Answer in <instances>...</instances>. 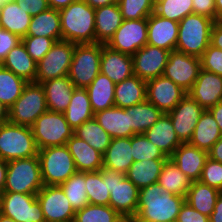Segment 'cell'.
Instances as JSON below:
<instances>
[{
	"label": "cell",
	"instance_id": "6da1fadb",
	"mask_svg": "<svg viewBox=\"0 0 222 222\" xmlns=\"http://www.w3.org/2000/svg\"><path fill=\"white\" fill-rule=\"evenodd\" d=\"M185 197L170 194L158 182L139 189L138 207L132 221L176 222Z\"/></svg>",
	"mask_w": 222,
	"mask_h": 222
},
{
	"label": "cell",
	"instance_id": "7a4b0ae2",
	"mask_svg": "<svg viewBox=\"0 0 222 222\" xmlns=\"http://www.w3.org/2000/svg\"><path fill=\"white\" fill-rule=\"evenodd\" d=\"M62 40L75 44L95 43V8L77 0L59 10Z\"/></svg>",
	"mask_w": 222,
	"mask_h": 222
},
{
	"label": "cell",
	"instance_id": "3957f363",
	"mask_svg": "<svg viewBox=\"0 0 222 222\" xmlns=\"http://www.w3.org/2000/svg\"><path fill=\"white\" fill-rule=\"evenodd\" d=\"M213 23V19L204 15H187L179 22L175 50L200 58L210 44Z\"/></svg>",
	"mask_w": 222,
	"mask_h": 222
},
{
	"label": "cell",
	"instance_id": "277c9868",
	"mask_svg": "<svg viewBox=\"0 0 222 222\" xmlns=\"http://www.w3.org/2000/svg\"><path fill=\"white\" fill-rule=\"evenodd\" d=\"M44 186L38 155L7 162L3 192L37 194Z\"/></svg>",
	"mask_w": 222,
	"mask_h": 222
},
{
	"label": "cell",
	"instance_id": "5b68a950",
	"mask_svg": "<svg viewBox=\"0 0 222 222\" xmlns=\"http://www.w3.org/2000/svg\"><path fill=\"white\" fill-rule=\"evenodd\" d=\"M38 155L31 127L6 122L0 125V159L11 161Z\"/></svg>",
	"mask_w": 222,
	"mask_h": 222
},
{
	"label": "cell",
	"instance_id": "8992f818",
	"mask_svg": "<svg viewBox=\"0 0 222 222\" xmlns=\"http://www.w3.org/2000/svg\"><path fill=\"white\" fill-rule=\"evenodd\" d=\"M46 96L40 83L28 82L21 96L8 109V121L31 127L36 119L47 111Z\"/></svg>",
	"mask_w": 222,
	"mask_h": 222
},
{
	"label": "cell",
	"instance_id": "52a82bcc",
	"mask_svg": "<svg viewBox=\"0 0 222 222\" xmlns=\"http://www.w3.org/2000/svg\"><path fill=\"white\" fill-rule=\"evenodd\" d=\"M44 185H60L77 172L67 145L38 150Z\"/></svg>",
	"mask_w": 222,
	"mask_h": 222
},
{
	"label": "cell",
	"instance_id": "ba28073f",
	"mask_svg": "<svg viewBox=\"0 0 222 222\" xmlns=\"http://www.w3.org/2000/svg\"><path fill=\"white\" fill-rule=\"evenodd\" d=\"M31 130L38 150L66 145L74 134L63 113L49 110L36 119Z\"/></svg>",
	"mask_w": 222,
	"mask_h": 222
},
{
	"label": "cell",
	"instance_id": "9c48e42d",
	"mask_svg": "<svg viewBox=\"0 0 222 222\" xmlns=\"http://www.w3.org/2000/svg\"><path fill=\"white\" fill-rule=\"evenodd\" d=\"M101 43L76 44L68 77L75 88H86L100 73Z\"/></svg>",
	"mask_w": 222,
	"mask_h": 222
},
{
	"label": "cell",
	"instance_id": "30bf717a",
	"mask_svg": "<svg viewBox=\"0 0 222 222\" xmlns=\"http://www.w3.org/2000/svg\"><path fill=\"white\" fill-rule=\"evenodd\" d=\"M107 187L110 190L109 206L125 220L135 217L138 207L139 189L117 170L107 168Z\"/></svg>",
	"mask_w": 222,
	"mask_h": 222
},
{
	"label": "cell",
	"instance_id": "8fae6325",
	"mask_svg": "<svg viewBox=\"0 0 222 222\" xmlns=\"http://www.w3.org/2000/svg\"><path fill=\"white\" fill-rule=\"evenodd\" d=\"M75 46V43L64 40L55 42L37 63L35 83L68 76Z\"/></svg>",
	"mask_w": 222,
	"mask_h": 222
},
{
	"label": "cell",
	"instance_id": "7c38bea8",
	"mask_svg": "<svg viewBox=\"0 0 222 222\" xmlns=\"http://www.w3.org/2000/svg\"><path fill=\"white\" fill-rule=\"evenodd\" d=\"M0 213L16 222H45L42 207L36 194L1 193Z\"/></svg>",
	"mask_w": 222,
	"mask_h": 222
},
{
	"label": "cell",
	"instance_id": "4fadbf2b",
	"mask_svg": "<svg viewBox=\"0 0 222 222\" xmlns=\"http://www.w3.org/2000/svg\"><path fill=\"white\" fill-rule=\"evenodd\" d=\"M201 70L199 57L172 50L165 66L163 76L171 79L187 93L193 87Z\"/></svg>",
	"mask_w": 222,
	"mask_h": 222
},
{
	"label": "cell",
	"instance_id": "5bb4252c",
	"mask_svg": "<svg viewBox=\"0 0 222 222\" xmlns=\"http://www.w3.org/2000/svg\"><path fill=\"white\" fill-rule=\"evenodd\" d=\"M36 197L45 222H74L76 212L60 185H44Z\"/></svg>",
	"mask_w": 222,
	"mask_h": 222
},
{
	"label": "cell",
	"instance_id": "9a60e30c",
	"mask_svg": "<svg viewBox=\"0 0 222 222\" xmlns=\"http://www.w3.org/2000/svg\"><path fill=\"white\" fill-rule=\"evenodd\" d=\"M147 44V18L124 20L106 44L128 55L135 54Z\"/></svg>",
	"mask_w": 222,
	"mask_h": 222
},
{
	"label": "cell",
	"instance_id": "2e32d148",
	"mask_svg": "<svg viewBox=\"0 0 222 222\" xmlns=\"http://www.w3.org/2000/svg\"><path fill=\"white\" fill-rule=\"evenodd\" d=\"M186 94V91L164 76L146 81V100L163 113L173 110Z\"/></svg>",
	"mask_w": 222,
	"mask_h": 222
},
{
	"label": "cell",
	"instance_id": "e0dca14e",
	"mask_svg": "<svg viewBox=\"0 0 222 222\" xmlns=\"http://www.w3.org/2000/svg\"><path fill=\"white\" fill-rule=\"evenodd\" d=\"M170 52L146 44L132 55L134 75L145 81L163 76Z\"/></svg>",
	"mask_w": 222,
	"mask_h": 222
},
{
	"label": "cell",
	"instance_id": "ac0fdd59",
	"mask_svg": "<svg viewBox=\"0 0 222 222\" xmlns=\"http://www.w3.org/2000/svg\"><path fill=\"white\" fill-rule=\"evenodd\" d=\"M204 110L187 93L176 107L168 112L174 130L182 143H188L191 140L196 124Z\"/></svg>",
	"mask_w": 222,
	"mask_h": 222
},
{
	"label": "cell",
	"instance_id": "d6986e66",
	"mask_svg": "<svg viewBox=\"0 0 222 222\" xmlns=\"http://www.w3.org/2000/svg\"><path fill=\"white\" fill-rule=\"evenodd\" d=\"M179 22L163 18L153 12L147 18V44L172 51L176 49Z\"/></svg>",
	"mask_w": 222,
	"mask_h": 222
},
{
	"label": "cell",
	"instance_id": "ffe728a7",
	"mask_svg": "<svg viewBox=\"0 0 222 222\" xmlns=\"http://www.w3.org/2000/svg\"><path fill=\"white\" fill-rule=\"evenodd\" d=\"M188 94L205 110L222 101V76L201 69Z\"/></svg>",
	"mask_w": 222,
	"mask_h": 222
},
{
	"label": "cell",
	"instance_id": "44dd1931",
	"mask_svg": "<svg viewBox=\"0 0 222 222\" xmlns=\"http://www.w3.org/2000/svg\"><path fill=\"white\" fill-rule=\"evenodd\" d=\"M100 72L118 84L134 75L132 56L101 44Z\"/></svg>",
	"mask_w": 222,
	"mask_h": 222
},
{
	"label": "cell",
	"instance_id": "7402d4cb",
	"mask_svg": "<svg viewBox=\"0 0 222 222\" xmlns=\"http://www.w3.org/2000/svg\"><path fill=\"white\" fill-rule=\"evenodd\" d=\"M208 152L189 143H182L169 157L173 163L192 181L200 179Z\"/></svg>",
	"mask_w": 222,
	"mask_h": 222
},
{
	"label": "cell",
	"instance_id": "603a6c76",
	"mask_svg": "<svg viewBox=\"0 0 222 222\" xmlns=\"http://www.w3.org/2000/svg\"><path fill=\"white\" fill-rule=\"evenodd\" d=\"M95 120L111 138L131 137L136 133L130 127V114L117 106L94 113Z\"/></svg>",
	"mask_w": 222,
	"mask_h": 222
},
{
	"label": "cell",
	"instance_id": "cb8c5ba5",
	"mask_svg": "<svg viewBox=\"0 0 222 222\" xmlns=\"http://www.w3.org/2000/svg\"><path fill=\"white\" fill-rule=\"evenodd\" d=\"M66 145L74 159L77 172L100 171L103 168V154L85 140L73 134Z\"/></svg>",
	"mask_w": 222,
	"mask_h": 222
},
{
	"label": "cell",
	"instance_id": "d4e9b609",
	"mask_svg": "<svg viewBox=\"0 0 222 222\" xmlns=\"http://www.w3.org/2000/svg\"><path fill=\"white\" fill-rule=\"evenodd\" d=\"M143 134L150 142L160 148L168 158L182 144L168 113H163L159 120Z\"/></svg>",
	"mask_w": 222,
	"mask_h": 222
},
{
	"label": "cell",
	"instance_id": "484cf974",
	"mask_svg": "<svg viewBox=\"0 0 222 222\" xmlns=\"http://www.w3.org/2000/svg\"><path fill=\"white\" fill-rule=\"evenodd\" d=\"M122 21V14L117 2L95 8V43L107 44Z\"/></svg>",
	"mask_w": 222,
	"mask_h": 222
},
{
	"label": "cell",
	"instance_id": "4316f807",
	"mask_svg": "<svg viewBox=\"0 0 222 222\" xmlns=\"http://www.w3.org/2000/svg\"><path fill=\"white\" fill-rule=\"evenodd\" d=\"M49 111L63 113L69 105L75 86L68 76L42 82Z\"/></svg>",
	"mask_w": 222,
	"mask_h": 222
},
{
	"label": "cell",
	"instance_id": "83f0119b",
	"mask_svg": "<svg viewBox=\"0 0 222 222\" xmlns=\"http://www.w3.org/2000/svg\"><path fill=\"white\" fill-rule=\"evenodd\" d=\"M133 162L131 137L112 138L103 154V168L126 174Z\"/></svg>",
	"mask_w": 222,
	"mask_h": 222
},
{
	"label": "cell",
	"instance_id": "f1b7e54d",
	"mask_svg": "<svg viewBox=\"0 0 222 222\" xmlns=\"http://www.w3.org/2000/svg\"><path fill=\"white\" fill-rule=\"evenodd\" d=\"M1 65L6 69L11 70L26 82H35L37 63L28 54L27 49L22 42L9 51L6 59Z\"/></svg>",
	"mask_w": 222,
	"mask_h": 222
},
{
	"label": "cell",
	"instance_id": "f546056e",
	"mask_svg": "<svg viewBox=\"0 0 222 222\" xmlns=\"http://www.w3.org/2000/svg\"><path fill=\"white\" fill-rule=\"evenodd\" d=\"M114 101L124 109L146 101V81L133 75L115 84Z\"/></svg>",
	"mask_w": 222,
	"mask_h": 222
},
{
	"label": "cell",
	"instance_id": "4dcf8cb0",
	"mask_svg": "<svg viewBox=\"0 0 222 222\" xmlns=\"http://www.w3.org/2000/svg\"><path fill=\"white\" fill-rule=\"evenodd\" d=\"M93 113L115 106V83L103 73H99L92 83L85 88Z\"/></svg>",
	"mask_w": 222,
	"mask_h": 222
},
{
	"label": "cell",
	"instance_id": "1f68e13d",
	"mask_svg": "<svg viewBox=\"0 0 222 222\" xmlns=\"http://www.w3.org/2000/svg\"><path fill=\"white\" fill-rule=\"evenodd\" d=\"M32 16L22 5L11 0L0 10V23L2 28L19 36H26Z\"/></svg>",
	"mask_w": 222,
	"mask_h": 222
},
{
	"label": "cell",
	"instance_id": "d6a6232c",
	"mask_svg": "<svg viewBox=\"0 0 222 222\" xmlns=\"http://www.w3.org/2000/svg\"><path fill=\"white\" fill-rule=\"evenodd\" d=\"M221 137L222 134L216 120L211 112L206 109L198 120L188 143L208 152Z\"/></svg>",
	"mask_w": 222,
	"mask_h": 222
},
{
	"label": "cell",
	"instance_id": "836d02e7",
	"mask_svg": "<svg viewBox=\"0 0 222 222\" xmlns=\"http://www.w3.org/2000/svg\"><path fill=\"white\" fill-rule=\"evenodd\" d=\"M63 114L73 130H76L85 121L94 118L93 109L85 88L74 89L68 108Z\"/></svg>",
	"mask_w": 222,
	"mask_h": 222
},
{
	"label": "cell",
	"instance_id": "e575fe53",
	"mask_svg": "<svg viewBox=\"0 0 222 222\" xmlns=\"http://www.w3.org/2000/svg\"><path fill=\"white\" fill-rule=\"evenodd\" d=\"M167 159H148L135 161L125 176L138 188H144L158 182L162 167Z\"/></svg>",
	"mask_w": 222,
	"mask_h": 222
},
{
	"label": "cell",
	"instance_id": "d590c367",
	"mask_svg": "<svg viewBox=\"0 0 222 222\" xmlns=\"http://www.w3.org/2000/svg\"><path fill=\"white\" fill-rule=\"evenodd\" d=\"M26 36H43L56 42L62 40L59 10L49 8L33 16Z\"/></svg>",
	"mask_w": 222,
	"mask_h": 222
},
{
	"label": "cell",
	"instance_id": "8d00e7d4",
	"mask_svg": "<svg viewBox=\"0 0 222 222\" xmlns=\"http://www.w3.org/2000/svg\"><path fill=\"white\" fill-rule=\"evenodd\" d=\"M220 192L218 189L210 187L199 180L193 181L185 201L192 208L209 217L214 211Z\"/></svg>",
	"mask_w": 222,
	"mask_h": 222
},
{
	"label": "cell",
	"instance_id": "74e56055",
	"mask_svg": "<svg viewBox=\"0 0 222 222\" xmlns=\"http://www.w3.org/2000/svg\"><path fill=\"white\" fill-rule=\"evenodd\" d=\"M158 183L165 188L167 193L186 198L193 181L168 158L162 167Z\"/></svg>",
	"mask_w": 222,
	"mask_h": 222
},
{
	"label": "cell",
	"instance_id": "f35d334b",
	"mask_svg": "<svg viewBox=\"0 0 222 222\" xmlns=\"http://www.w3.org/2000/svg\"><path fill=\"white\" fill-rule=\"evenodd\" d=\"M125 110L130 114V127L136 134H143L163 115L160 109L147 100Z\"/></svg>",
	"mask_w": 222,
	"mask_h": 222
},
{
	"label": "cell",
	"instance_id": "ab89813d",
	"mask_svg": "<svg viewBox=\"0 0 222 222\" xmlns=\"http://www.w3.org/2000/svg\"><path fill=\"white\" fill-rule=\"evenodd\" d=\"M85 182L89 204L109 205L110 190L107 187V168L85 172Z\"/></svg>",
	"mask_w": 222,
	"mask_h": 222
},
{
	"label": "cell",
	"instance_id": "60d3db41",
	"mask_svg": "<svg viewBox=\"0 0 222 222\" xmlns=\"http://www.w3.org/2000/svg\"><path fill=\"white\" fill-rule=\"evenodd\" d=\"M74 135L79 139L85 140L91 147L102 154L105 153L112 139L95 118L80 125L74 130Z\"/></svg>",
	"mask_w": 222,
	"mask_h": 222
},
{
	"label": "cell",
	"instance_id": "b9f144b4",
	"mask_svg": "<svg viewBox=\"0 0 222 222\" xmlns=\"http://www.w3.org/2000/svg\"><path fill=\"white\" fill-rule=\"evenodd\" d=\"M27 83L24 79L0 64V101L8 109L21 96L23 88Z\"/></svg>",
	"mask_w": 222,
	"mask_h": 222
},
{
	"label": "cell",
	"instance_id": "7bdbcfd3",
	"mask_svg": "<svg viewBox=\"0 0 222 222\" xmlns=\"http://www.w3.org/2000/svg\"><path fill=\"white\" fill-rule=\"evenodd\" d=\"M85 184V172H76L60 184L75 212L89 204Z\"/></svg>",
	"mask_w": 222,
	"mask_h": 222
},
{
	"label": "cell",
	"instance_id": "ee69618b",
	"mask_svg": "<svg viewBox=\"0 0 222 222\" xmlns=\"http://www.w3.org/2000/svg\"><path fill=\"white\" fill-rule=\"evenodd\" d=\"M125 219L109 205L88 204L76 211L74 222H123Z\"/></svg>",
	"mask_w": 222,
	"mask_h": 222
},
{
	"label": "cell",
	"instance_id": "f6af8a7d",
	"mask_svg": "<svg viewBox=\"0 0 222 222\" xmlns=\"http://www.w3.org/2000/svg\"><path fill=\"white\" fill-rule=\"evenodd\" d=\"M154 12L163 18L180 22L193 13L192 0H157Z\"/></svg>",
	"mask_w": 222,
	"mask_h": 222
},
{
	"label": "cell",
	"instance_id": "bcb514c9",
	"mask_svg": "<svg viewBox=\"0 0 222 222\" xmlns=\"http://www.w3.org/2000/svg\"><path fill=\"white\" fill-rule=\"evenodd\" d=\"M131 147L134 162L148 159H168L163 151L150 142L144 134L131 136Z\"/></svg>",
	"mask_w": 222,
	"mask_h": 222
},
{
	"label": "cell",
	"instance_id": "7dc6e473",
	"mask_svg": "<svg viewBox=\"0 0 222 222\" xmlns=\"http://www.w3.org/2000/svg\"><path fill=\"white\" fill-rule=\"evenodd\" d=\"M124 20L148 18L155 11L154 0H119Z\"/></svg>",
	"mask_w": 222,
	"mask_h": 222
},
{
	"label": "cell",
	"instance_id": "c3c4849f",
	"mask_svg": "<svg viewBox=\"0 0 222 222\" xmlns=\"http://www.w3.org/2000/svg\"><path fill=\"white\" fill-rule=\"evenodd\" d=\"M55 42L53 38L43 36H25L22 38V43L25 45L28 54L36 63L46 55Z\"/></svg>",
	"mask_w": 222,
	"mask_h": 222
},
{
	"label": "cell",
	"instance_id": "681fc988",
	"mask_svg": "<svg viewBox=\"0 0 222 222\" xmlns=\"http://www.w3.org/2000/svg\"><path fill=\"white\" fill-rule=\"evenodd\" d=\"M199 181L222 192V163L208 157Z\"/></svg>",
	"mask_w": 222,
	"mask_h": 222
},
{
	"label": "cell",
	"instance_id": "f907efd6",
	"mask_svg": "<svg viewBox=\"0 0 222 222\" xmlns=\"http://www.w3.org/2000/svg\"><path fill=\"white\" fill-rule=\"evenodd\" d=\"M201 60V69L222 76V50L209 44L204 51Z\"/></svg>",
	"mask_w": 222,
	"mask_h": 222
},
{
	"label": "cell",
	"instance_id": "816d5d0a",
	"mask_svg": "<svg viewBox=\"0 0 222 222\" xmlns=\"http://www.w3.org/2000/svg\"><path fill=\"white\" fill-rule=\"evenodd\" d=\"M21 42L19 36L3 28L0 30V64L6 59L9 51Z\"/></svg>",
	"mask_w": 222,
	"mask_h": 222
},
{
	"label": "cell",
	"instance_id": "f5cc1de1",
	"mask_svg": "<svg viewBox=\"0 0 222 222\" xmlns=\"http://www.w3.org/2000/svg\"><path fill=\"white\" fill-rule=\"evenodd\" d=\"M176 222H209V217L201 214L185 201L180 208Z\"/></svg>",
	"mask_w": 222,
	"mask_h": 222
},
{
	"label": "cell",
	"instance_id": "db71d44e",
	"mask_svg": "<svg viewBox=\"0 0 222 222\" xmlns=\"http://www.w3.org/2000/svg\"><path fill=\"white\" fill-rule=\"evenodd\" d=\"M193 13L207 16L217 21L215 0H192Z\"/></svg>",
	"mask_w": 222,
	"mask_h": 222
},
{
	"label": "cell",
	"instance_id": "11a10c76",
	"mask_svg": "<svg viewBox=\"0 0 222 222\" xmlns=\"http://www.w3.org/2000/svg\"><path fill=\"white\" fill-rule=\"evenodd\" d=\"M18 5L27 10L30 15L36 16L37 14L48 10L50 7L47 0H15Z\"/></svg>",
	"mask_w": 222,
	"mask_h": 222
},
{
	"label": "cell",
	"instance_id": "9f6ffc18",
	"mask_svg": "<svg viewBox=\"0 0 222 222\" xmlns=\"http://www.w3.org/2000/svg\"><path fill=\"white\" fill-rule=\"evenodd\" d=\"M210 44L222 50V20L214 21L211 29Z\"/></svg>",
	"mask_w": 222,
	"mask_h": 222
},
{
	"label": "cell",
	"instance_id": "6f0895ef",
	"mask_svg": "<svg viewBox=\"0 0 222 222\" xmlns=\"http://www.w3.org/2000/svg\"><path fill=\"white\" fill-rule=\"evenodd\" d=\"M208 157L222 163V137L208 151Z\"/></svg>",
	"mask_w": 222,
	"mask_h": 222
},
{
	"label": "cell",
	"instance_id": "680465c9",
	"mask_svg": "<svg viewBox=\"0 0 222 222\" xmlns=\"http://www.w3.org/2000/svg\"><path fill=\"white\" fill-rule=\"evenodd\" d=\"M209 222H222V192L216 201L214 211L209 216Z\"/></svg>",
	"mask_w": 222,
	"mask_h": 222
},
{
	"label": "cell",
	"instance_id": "91938a15",
	"mask_svg": "<svg viewBox=\"0 0 222 222\" xmlns=\"http://www.w3.org/2000/svg\"><path fill=\"white\" fill-rule=\"evenodd\" d=\"M216 120L222 134V101L208 109Z\"/></svg>",
	"mask_w": 222,
	"mask_h": 222
},
{
	"label": "cell",
	"instance_id": "94428289",
	"mask_svg": "<svg viewBox=\"0 0 222 222\" xmlns=\"http://www.w3.org/2000/svg\"><path fill=\"white\" fill-rule=\"evenodd\" d=\"M74 1L77 0H47L49 7L56 10L68 7Z\"/></svg>",
	"mask_w": 222,
	"mask_h": 222
},
{
	"label": "cell",
	"instance_id": "6125c7cd",
	"mask_svg": "<svg viewBox=\"0 0 222 222\" xmlns=\"http://www.w3.org/2000/svg\"><path fill=\"white\" fill-rule=\"evenodd\" d=\"M7 161L0 159V194L3 193L6 183Z\"/></svg>",
	"mask_w": 222,
	"mask_h": 222
},
{
	"label": "cell",
	"instance_id": "be15d7a7",
	"mask_svg": "<svg viewBox=\"0 0 222 222\" xmlns=\"http://www.w3.org/2000/svg\"><path fill=\"white\" fill-rule=\"evenodd\" d=\"M92 8H98L115 3V0H83Z\"/></svg>",
	"mask_w": 222,
	"mask_h": 222
},
{
	"label": "cell",
	"instance_id": "e7e4bbea",
	"mask_svg": "<svg viewBox=\"0 0 222 222\" xmlns=\"http://www.w3.org/2000/svg\"><path fill=\"white\" fill-rule=\"evenodd\" d=\"M8 122V108L0 101V125Z\"/></svg>",
	"mask_w": 222,
	"mask_h": 222
},
{
	"label": "cell",
	"instance_id": "03108f58",
	"mask_svg": "<svg viewBox=\"0 0 222 222\" xmlns=\"http://www.w3.org/2000/svg\"><path fill=\"white\" fill-rule=\"evenodd\" d=\"M217 20H222V0H215Z\"/></svg>",
	"mask_w": 222,
	"mask_h": 222
},
{
	"label": "cell",
	"instance_id": "003e7915",
	"mask_svg": "<svg viewBox=\"0 0 222 222\" xmlns=\"http://www.w3.org/2000/svg\"><path fill=\"white\" fill-rule=\"evenodd\" d=\"M0 222H16V221L0 213Z\"/></svg>",
	"mask_w": 222,
	"mask_h": 222
},
{
	"label": "cell",
	"instance_id": "a7ac6f4b",
	"mask_svg": "<svg viewBox=\"0 0 222 222\" xmlns=\"http://www.w3.org/2000/svg\"><path fill=\"white\" fill-rule=\"evenodd\" d=\"M11 0H0V10L7 4L9 3Z\"/></svg>",
	"mask_w": 222,
	"mask_h": 222
},
{
	"label": "cell",
	"instance_id": "89a4df30",
	"mask_svg": "<svg viewBox=\"0 0 222 222\" xmlns=\"http://www.w3.org/2000/svg\"><path fill=\"white\" fill-rule=\"evenodd\" d=\"M131 222H150V221H131Z\"/></svg>",
	"mask_w": 222,
	"mask_h": 222
}]
</instances>
